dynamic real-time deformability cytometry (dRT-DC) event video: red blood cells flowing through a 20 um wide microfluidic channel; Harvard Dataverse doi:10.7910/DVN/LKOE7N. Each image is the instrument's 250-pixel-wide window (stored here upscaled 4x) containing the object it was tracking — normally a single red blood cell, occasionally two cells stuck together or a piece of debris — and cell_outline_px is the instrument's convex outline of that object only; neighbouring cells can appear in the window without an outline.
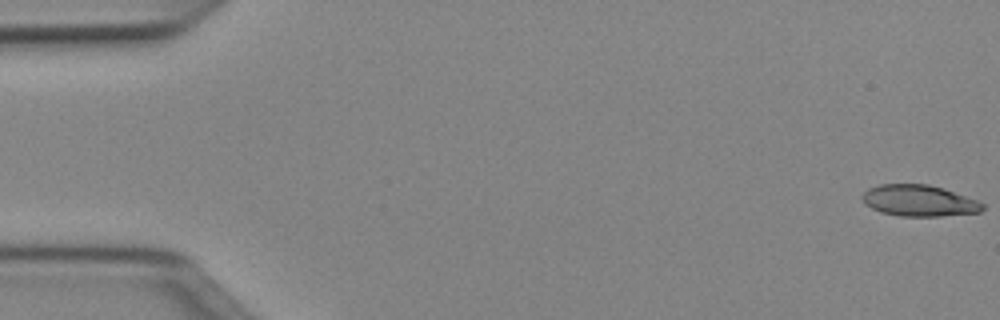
{"species": "Egyptian fruit bat (a non-hibernating species)", "species_latin": "Rousettus aegyptiacus", "temperature_condition": "cold", "stored_images_in_passage": 51, "camera_frame_rate_fps": 3000, "um_per_image_px": 0.085, "animal": {"sex": "female"}, "frame": {"image": 1, "passage_image": 1, "time_ms": 0.0, "image_size_px": [1000, 320], "cell_outline_px": [[984, 208], [980, 212], [940, 216], [900, 216], [880, 212], [864, 204], [860, 196], [868, 188], [880, 184], [928, 184], [944, 188], [976, 200], [984, 204]], "centroid_in_image_um": [78.08, 17.05], "position_along_channel_um": 6.9, "area_um2": 22.02}}
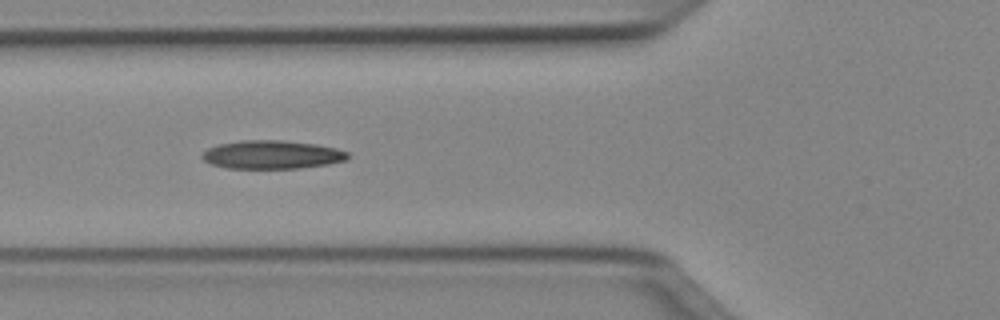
{"frame": {"image": 2, "passage_image": 19, "time_ms": 6.0, "image_size_px": [1000, 320], "cell_outline_px": [[348, 160], [328, 164], [300, 168], [224, 168], [208, 164], [200, 156], [208, 148], [220, 144], [240, 140], [284, 140], [316, 144], [336, 148], [348, 152]], "centroid_in_image_um": [23.1, 13.15], "position_along_channel_um": 102.7, "area_um2": 24.28}}
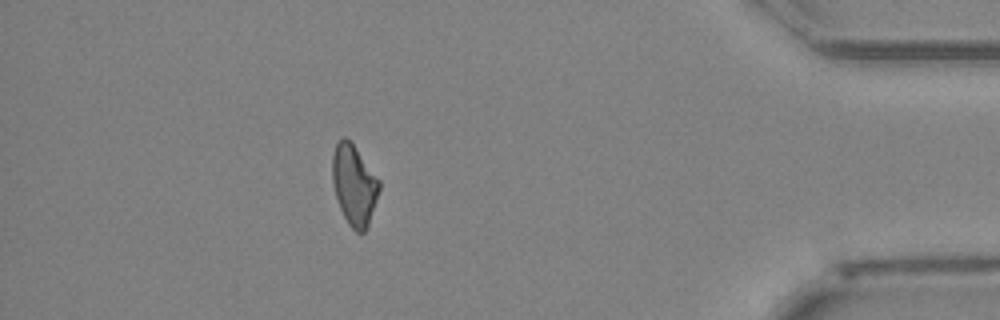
{"frame": {"image": 3, "passage_image": 45, "time_ms": 14.667, "image_size_px": [1000, 320], "cell_outline_px": [[380, 188], [368, 224], [364, 232], [356, 232], [348, 224], [340, 208], [336, 196], [332, 180], [332, 156], [336, 144], [344, 136], [352, 144], [380, 180]], "centroid_in_image_um": [30.09, 15.73], "position_along_channel_um": 405.1, "area_um2": 21.5}, "authors_computed_cell_mechanics": {"area_um2": 22.7154, "velocity_mm_per_s": 4.0189, "shape_relaxation_time_tau1_ms": null, "shape_relaxation_time_tau2_ms": 5.9757, "deformation_change_tau1": null, "deformation_change_tau2": 0.1607}}